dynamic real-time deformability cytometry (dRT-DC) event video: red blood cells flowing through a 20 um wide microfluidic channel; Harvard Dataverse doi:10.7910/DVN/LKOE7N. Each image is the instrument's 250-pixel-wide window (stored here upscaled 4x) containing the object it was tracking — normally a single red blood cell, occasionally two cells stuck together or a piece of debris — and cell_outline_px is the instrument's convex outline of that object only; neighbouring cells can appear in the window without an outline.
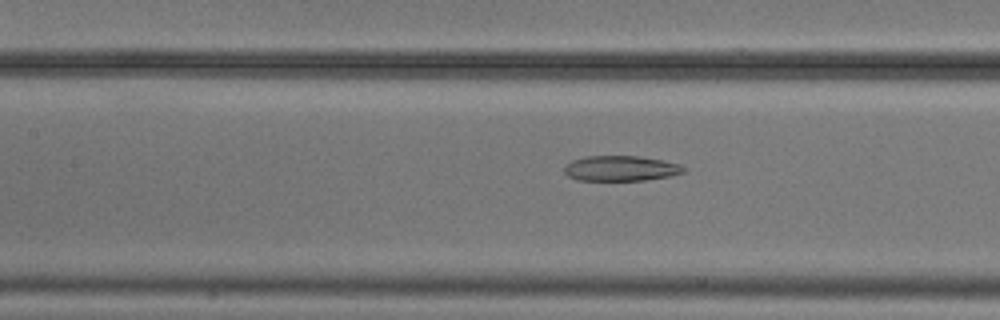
{"species": "common noctule bat (a hibernating species)", "species_latin": "Nyctalus noctula", "temperature_condition": "cold", "stored_images_in_passage": 47, "camera_frame_rate_fps": 3000, "um_per_image_px": 0.085, "animal": {"sex": "male", "body_mass_g": 20.5, "forearm_length_mm": 52.5}, "frame": {"image": 1, "passage_image": 17, "time_ms": 5.333, "image_size_px": [1000, 320], "cell_outline_px": [[684, 172], [672, 176], [644, 180], [576, 180], [568, 176], [564, 172], [564, 164], [572, 160], [588, 156], [640, 156], [680, 164], [684, 168]], "centroid_in_image_um": [52.73, 14.31], "position_along_channel_um": 154.7, "area_um2": 17.57}}
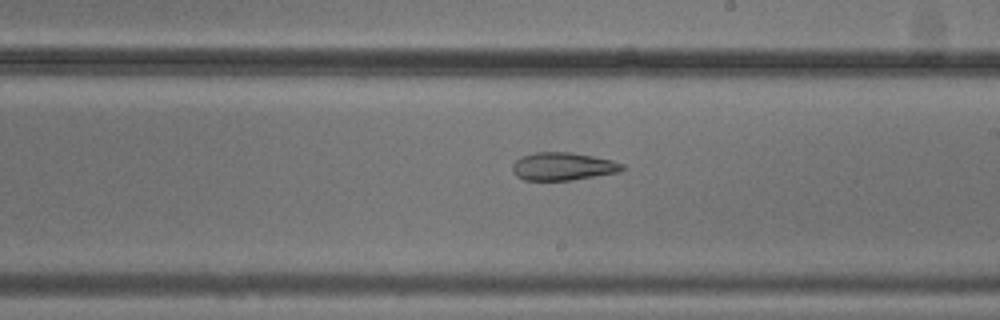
{"frame": {"image": 2, "passage_image": 24, "time_ms": 7.667, "image_size_px": [1000, 320], "cell_outline_px": [[628, 168], [620, 172], [572, 180], [524, 180], [516, 176], [512, 172], [512, 164], [520, 156], [536, 152], [572, 152], [612, 160], [624, 164]], "centroid_in_image_um": [47.86, 14.14], "position_along_channel_um": 241.1, "area_um2": 18.09}}
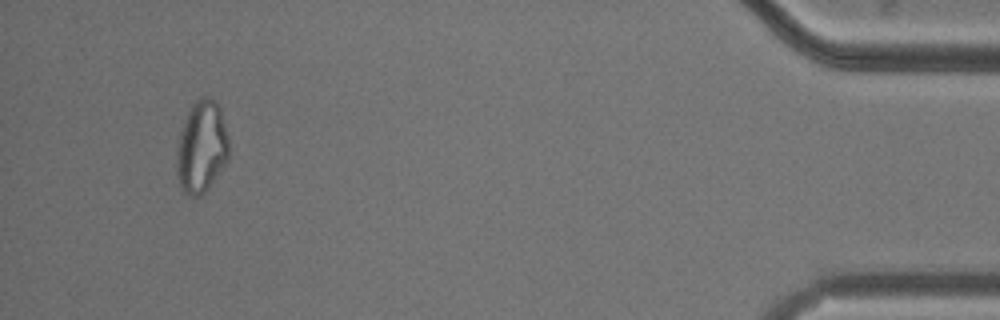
{"frame": {"image": 3, "passage_image": 44, "time_ms": 14.333, "image_size_px": [1000, 320], "cell_outline_px": [[228, 160], [208, 188], [200, 196], [188, 196], [180, 188], [176, 172], [176, 152], [180, 132], [184, 120], [192, 104], [200, 96], [208, 96], [220, 108], [228, 140]], "centroid_in_image_um": [17.1, 12.51], "position_along_channel_um": 418.1, "area_um2": 27.98}, "authors_computed_cell_mechanics": {"area_um2": 23.409, "velocity_mm_per_s": 3.7182, "shape_relaxation_time_tau1_ms": null, "shape_relaxation_time_tau2_ms": 6.5706, "deformation_change_tau1": null, "deformation_change_tau2": 0.1576}}